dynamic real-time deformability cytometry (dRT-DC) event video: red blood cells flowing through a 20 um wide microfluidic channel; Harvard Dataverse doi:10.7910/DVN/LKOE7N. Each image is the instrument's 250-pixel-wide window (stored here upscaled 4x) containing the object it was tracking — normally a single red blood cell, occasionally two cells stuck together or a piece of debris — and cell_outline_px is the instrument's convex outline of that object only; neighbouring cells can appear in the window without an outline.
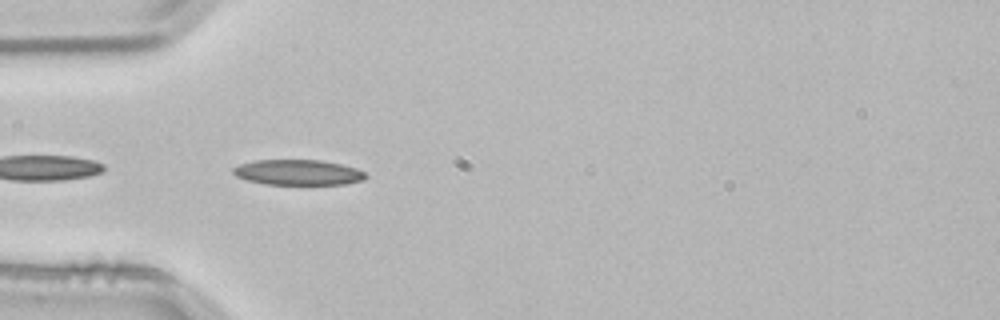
{"species": "common noctule bat (a hibernating species)", "species_latin": "Nyctalus noctula", "temperature_condition": "room temperature", "stored_images_in_passage": 11, "camera_frame_rate_fps": 3000, "um_per_image_px": 0.085, "animal": {"sex": "male", "body_mass_g": 21.5, "forearm_length_mm": 52.0}, "frame": {"image": 1, "passage_image": 2, "time_ms": 0.333, "image_size_px": [1000, 320], "cell_outline_px": [[368, 176], [364, 180], [344, 184], [264, 184], [248, 180], [236, 176], [232, 172], [232, 168], [240, 164], [256, 160], [320, 160], [340, 164], [356, 168], [364, 172]], "centroid_in_image_um": [25.34, 14.65], "position_along_channel_um": 59.7, "area_um2": 19.54}}